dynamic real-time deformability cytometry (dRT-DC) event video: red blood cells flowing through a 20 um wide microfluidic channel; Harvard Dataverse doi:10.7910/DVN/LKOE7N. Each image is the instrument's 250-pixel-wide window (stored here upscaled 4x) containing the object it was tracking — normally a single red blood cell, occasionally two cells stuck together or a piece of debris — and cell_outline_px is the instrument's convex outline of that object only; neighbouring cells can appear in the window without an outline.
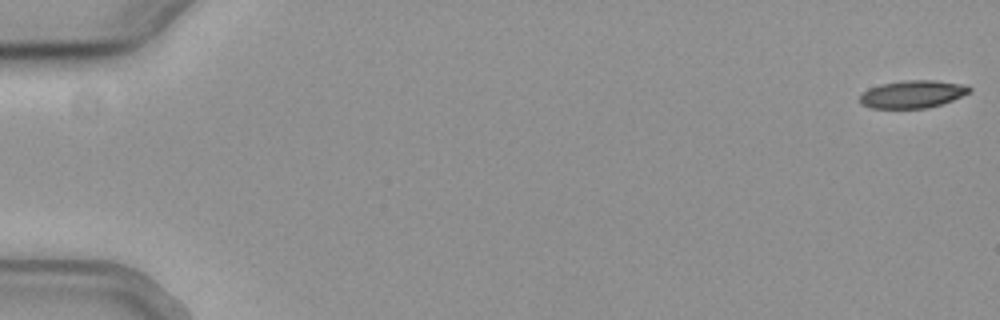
{"species": "common noctule bat (a hibernating species)", "species_latin": "Nyctalus noctula", "temperature_condition": "cold", "stored_images_in_passage": 56, "camera_frame_rate_fps": 3000, "um_per_image_px": 0.085, "animal": {"sex": "female", "body_mass_g": 19.3, "forearm_length_mm": 54.1}, "frame": {"image": 1, "passage_image": 1, "time_ms": 0.0, "image_size_px": [1000, 320], "cell_outline_px": [[972, 92], [952, 100], [928, 108], [872, 108], [860, 104], [860, 96], [868, 88], [880, 84], [904, 80], [936, 80], [968, 84], [972, 88]], "centroid_in_image_um": [77.61, 7.99], "position_along_channel_um": 7.4, "area_um2": 17.86}}
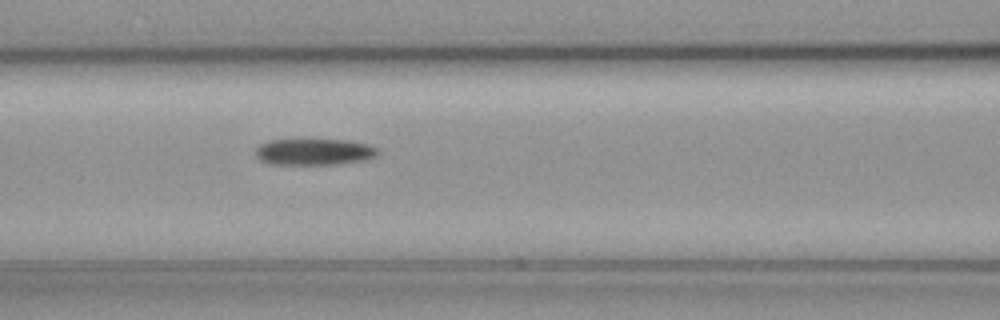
{"frame": {"image": 2, "passage_image": 25, "time_ms": 8.0, "image_size_px": [1000, 320], "cell_outline_px": [[380, 152], [376, 156], [364, 160], [336, 164], [272, 164], [260, 160], [256, 156], [256, 148], [260, 144], [268, 140], [348, 140], [368, 144], [376, 148]], "centroid_in_image_um": [26.7, 12.9], "position_along_channel_um": 139.9, "area_um2": 18.73}}
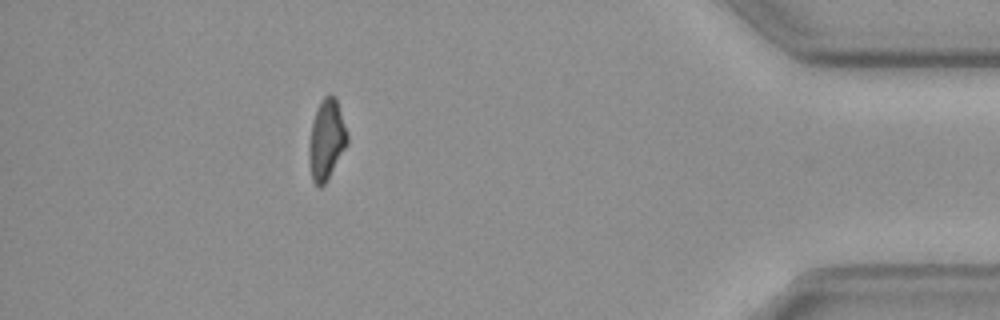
{"frame": {"image": 3, "passage_image": 50, "time_ms": 16.333, "image_size_px": [1000, 320], "cell_outline_px": [[348, 144], [328, 180], [320, 188], [312, 180], [308, 156], [308, 148], [312, 120], [320, 100], [328, 92], [336, 100], [348, 132]], "centroid_in_image_um": [27.75, 11.89], "position_along_channel_um": 407.5, "area_um2": 18.15}}